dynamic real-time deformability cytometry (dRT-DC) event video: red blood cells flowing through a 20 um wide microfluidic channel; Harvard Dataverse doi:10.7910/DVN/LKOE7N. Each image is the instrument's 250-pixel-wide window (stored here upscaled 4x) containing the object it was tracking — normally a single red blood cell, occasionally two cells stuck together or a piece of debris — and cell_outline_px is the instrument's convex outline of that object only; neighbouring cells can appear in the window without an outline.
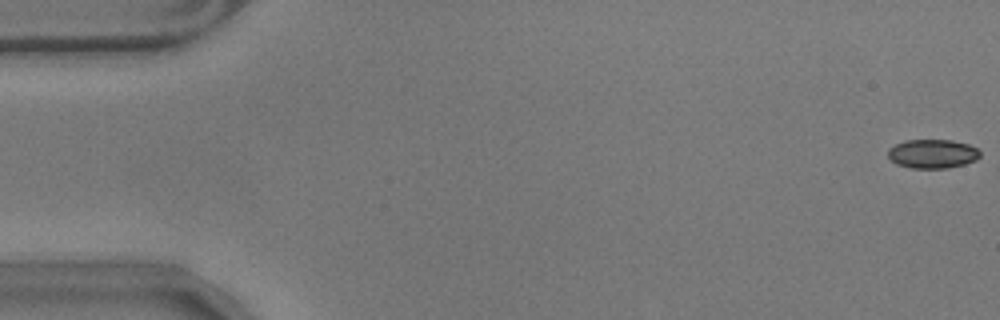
{"species": "common noctule bat (a hibernating species)", "species_latin": "Nyctalus noctula", "temperature_condition": "warm", "stored_images_in_passage": 58, "camera_frame_rate_fps": 3000, "um_per_image_px": 0.085, "animal": {"sex": "male", "body_mass_g": 17.9}, "frame": {"image": 1, "passage_image": 1, "time_ms": 0.0, "image_size_px": [1000, 320], "cell_outline_px": [[980, 156], [976, 160], [964, 164], [948, 168], [912, 168], [896, 164], [888, 156], [888, 148], [904, 140], [952, 140], [968, 144], [976, 148], [980, 152]], "centroid_in_image_um": [79.26, 13.07], "position_along_channel_um": 5.7, "area_um2": 15.55}}
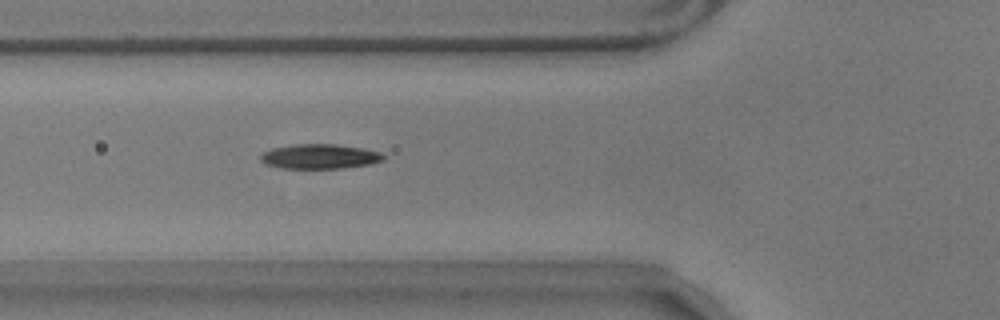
{"frame": {"image": 2, "passage_image": 21, "time_ms": 6.667, "image_size_px": [1000, 320], "cell_outline_px": [[384, 160], [372, 164], [340, 168], [280, 168], [268, 164], [260, 160], [260, 156], [264, 152], [272, 148], [296, 144], [332, 144], [364, 148], [380, 152], [384, 156]], "centroid_in_image_um": [27.2, 13.3], "position_along_channel_um": 98.6, "area_um2": 17.57}}
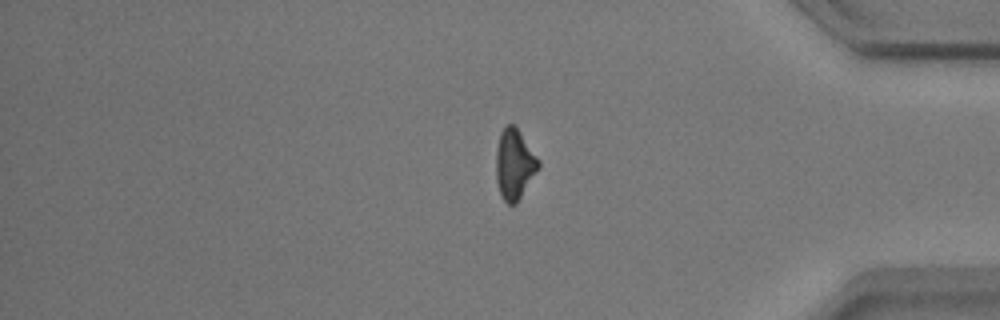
{"frame": {"image": 3, "passage_image": 48, "time_ms": 15.667, "image_size_px": [1000, 320], "cell_outline_px": [[540, 164], [516, 204], [508, 204], [504, 200], [500, 192], [496, 180], [496, 148], [500, 132], [504, 124], [516, 124], [540, 160]], "centroid_in_image_um": [43.71, 13.88], "position_along_channel_um": 391.5, "area_um2": 17.46}, "authors_computed_cell_mechanics": {"area_um2": 17.2822, "velocity_mm_per_s": 3.5337, "shape_relaxation_time_tau1_ms": 3.2736, "shape_relaxation_time_tau2_ms": 11.3753, "deformation_change_tau1": 0.1447, "deformation_change_tau2": 0.1878}}